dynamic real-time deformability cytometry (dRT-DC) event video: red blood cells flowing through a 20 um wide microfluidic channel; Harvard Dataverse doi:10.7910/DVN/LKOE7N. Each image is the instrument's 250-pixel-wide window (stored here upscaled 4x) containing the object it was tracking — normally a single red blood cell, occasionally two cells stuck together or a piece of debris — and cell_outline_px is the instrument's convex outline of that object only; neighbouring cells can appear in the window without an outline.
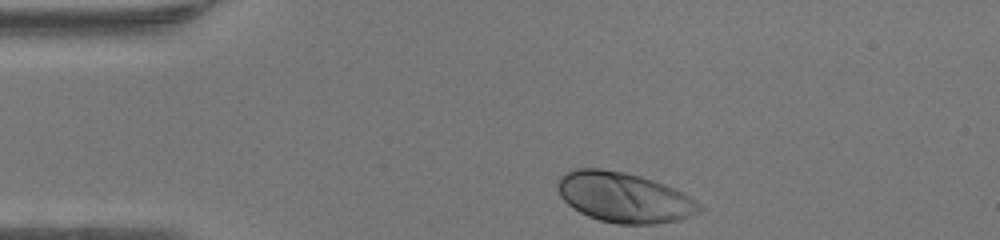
{"species": "human", "species_latin": "Homo sapiens", "temperature_condition": "warm", "stored_images_in_passage": 30, "camera_frame_rate_fps": 3000, "um_per_image_px": 0.085, "donor": {"sex": "female"}, "frame": {"image": 1, "passage_image": 1, "time_ms": 0.0, "image_size_px": [1000, 240], "cell_outline_px": [[704, 208], [700, 212], [692, 216], [680, 220], [652, 224], [616, 224], [600, 220], [588, 216], [580, 212], [568, 204], [560, 196], [556, 188], [556, 180], [564, 172], [576, 168], [600, 168], [624, 172], [640, 176], [664, 184], [688, 196], [700, 204]], "centroid_in_image_um": [53.01, 16.77], "position_along_channel_um": 32.0, "area_um2": 41.5}}
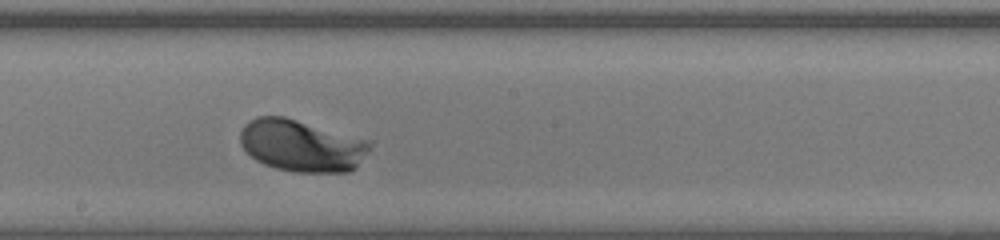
{"frame": {"image": 2, "passage_image": 18, "time_ms": 5.667, "image_size_px": [1000, 240], "cell_outline_px": [[372, 144], [368, 152], [356, 168], [348, 172], [296, 172], [276, 168], [264, 164], [256, 160], [240, 144], [240, 132], [244, 124], [248, 120], [256, 116], [284, 116], [368, 140]], "centroid_in_image_um": [25.63, 12.37], "position_along_channel_um": 222.6, "area_um2": 39.19}}
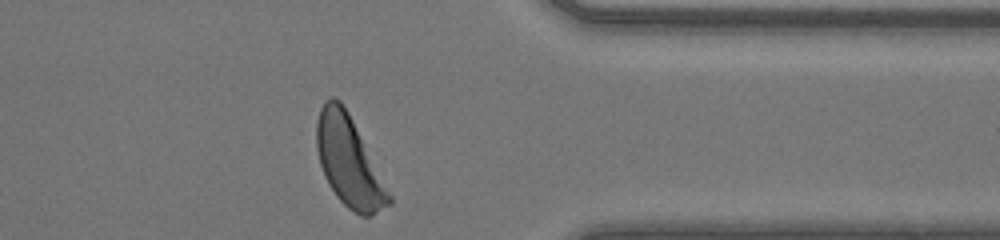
{"frame": {"image": 3, "passage_image": 30, "time_ms": 9.667, "image_size_px": [1000, 240], "cell_outline_px": [[392, 204], [372, 216], [360, 216], [348, 208], [336, 196], [328, 184], [324, 176], [320, 164], [316, 148], [316, 120], [320, 108], [324, 100], [332, 96], [340, 100], [348, 112], [392, 196]], "centroid_in_image_um": [29.64, 13.74], "position_along_channel_um": 381.8, "area_um2": 37.86}, "authors_computed_cell_mechanics": {"area_um2": 37.9457, "velocity_mm_per_s": 4.2582, "shape_relaxation_time_tau1_ms": 1.2849, "shape_relaxation_time_tau2_ms": null, "deformation_change_tau1": 0.1278, "deformation_change_tau2": null}}